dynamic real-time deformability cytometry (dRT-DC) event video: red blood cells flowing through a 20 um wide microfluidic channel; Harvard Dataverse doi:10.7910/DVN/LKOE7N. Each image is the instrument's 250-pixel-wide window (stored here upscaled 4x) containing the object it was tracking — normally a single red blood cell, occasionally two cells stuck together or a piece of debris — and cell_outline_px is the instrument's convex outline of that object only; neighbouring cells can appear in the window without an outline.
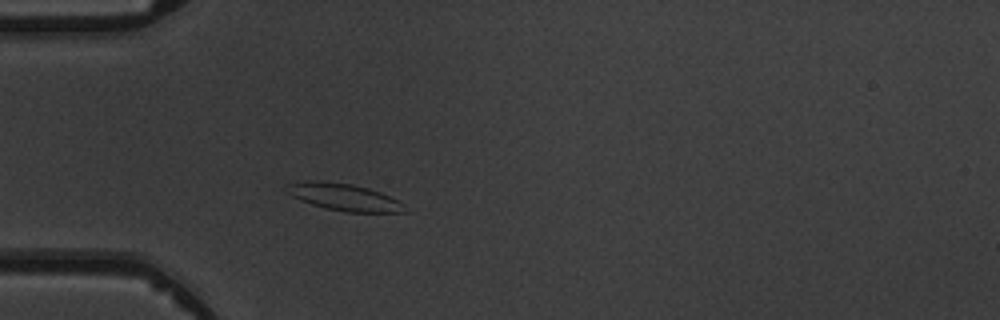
{"species": "common noctule bat (a hibernating species)", "species_latin": "Nyctalus noctula", "temperature_condition": "warm", "stored_images_in_passage": 3, "camera_frame_rate_fps": 3000, "um_per_image_px": 0.085, "animal": {"sex": "male", "body_mass_g": 19.5, "forearm_length_mm": 54.6}, "frame": {"image": 1, "passage_image": 3, "time_ms": 2.333, "image_size_px": [1000, 320], "cell_outline_px": [[408, 212], [344, 212], [324, 208], [300, 200], [292, 196], [284, 188], [284, 184], [308, 180], [352, 184], [368, 188], [380, 192], [404, 204]], "centroid_in_image_um": [29.21, 16.75], "position_along_channel_um": 55.8, "area_um2": 18.55}}